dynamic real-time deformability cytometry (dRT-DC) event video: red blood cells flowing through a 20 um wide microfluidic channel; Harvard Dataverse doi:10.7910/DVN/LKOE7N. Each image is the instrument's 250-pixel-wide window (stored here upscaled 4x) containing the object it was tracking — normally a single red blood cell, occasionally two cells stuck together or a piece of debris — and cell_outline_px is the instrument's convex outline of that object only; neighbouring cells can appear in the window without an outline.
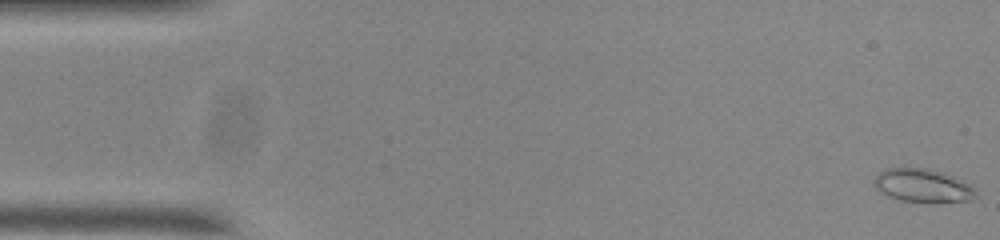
{"species": "common noctule bat (a hibernating species)", "species_latin": "Nyctalus noctula", "temperature_condition": "room temperature", "stored_images_in_passage": 55, "camera_frame_rate_fps": 3000, "um_per_image_px": 0.085, "animal": {"sex": "male", "body_mass_g": 20.0, "forearm_length_mm": 53.3}, "frame": {"image": 1, "passage_image": 1, "time_ms": 0.0, "image_size_px": [1000, 240], "cell_outline_px": [[972, 200], [900, 200], [888, 196], [880, 192], [872, 184], [876, 176], [884, 168], [928, 168], [944, 172], [968, 184], [972, 188]], "centroid_in_image_um": [78.3, 15.72], "position_along_channel_um": 6.7, "area_um2": 18.84}}
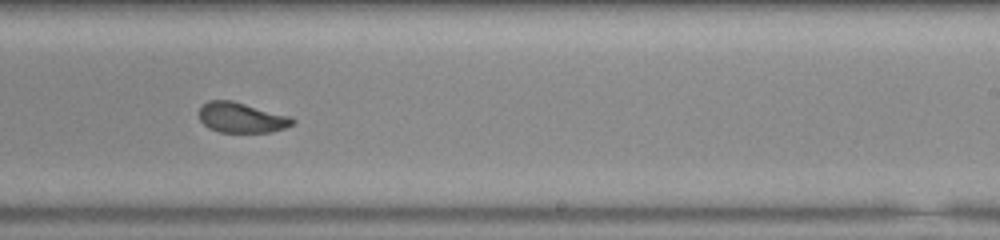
{"frame": {"image": 2, "passage_image": 33, "time_ms": 10.667, "image_size_px": [1000, 240], "cell_outline_px": [[296, 120], [292, 124], [284, 128], [272, 132], [220, 132], [208, 128], [200, 120], [200, 108], [208, 100], [232, 100], [292, 116]], "centroid_in_image_um": [20.55, 9.99], "position_along_channel_um": 268.4, "area_um2": 16.53}}
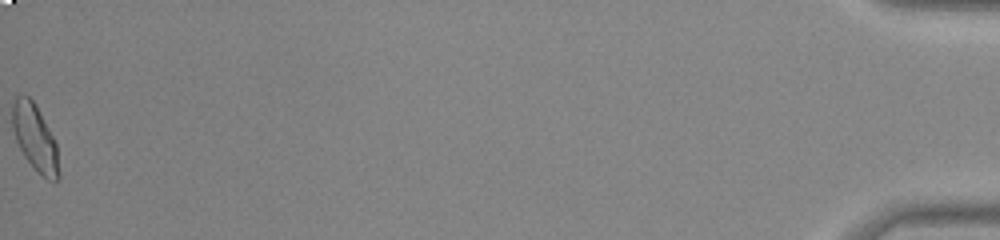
{"frame": {"image": 3, "passage_image": 55, "time_ms": 18.0, "image_size_px": [1000, 240], "cell_outline_px": [[60, 176], [56, 180], [48, 180], [24, 156], [16, 140], [12, 128], [12, 100], [16, 96], [28, 96], [32, 100], [48, 128], [56, 144], [60, 172]], "centroid_in_image_um": [2.95, 11.7], "position_along_channel_um": 432.2, "area_um2": 17.51}, "authors_computed_cell_mechanics": {"area_um2": 17.4556, "velocity_mm_per_s": 3.727, "shape_relaxation_time_tau1_ms": 4.9783, "shape_relaxation_time_tau2_ms": 1.392, "deformation_change_tau1": 0.118, "deformation_change_tau2": 0.0715}}